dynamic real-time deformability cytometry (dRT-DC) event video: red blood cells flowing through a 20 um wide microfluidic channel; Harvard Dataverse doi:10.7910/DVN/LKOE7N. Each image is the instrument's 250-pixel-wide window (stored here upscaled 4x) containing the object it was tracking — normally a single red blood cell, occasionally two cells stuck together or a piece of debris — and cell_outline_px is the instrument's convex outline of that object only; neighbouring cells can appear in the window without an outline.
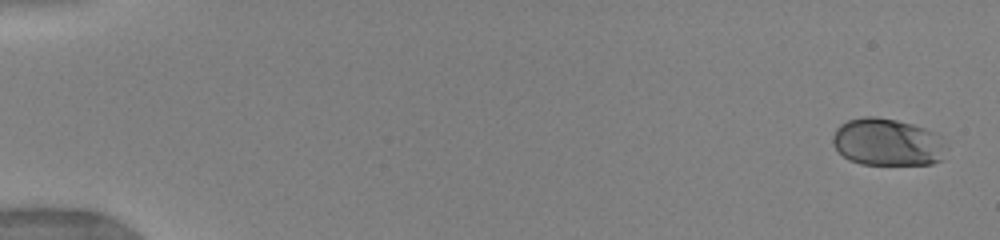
{"species": "human", "species_latin": "Homo sapiens", "temperature_condition": "warm", "stored_images_in_passage": 66, "camera_frame_rate_fps": 3000, "um_per_image_px": 0.085, "donor": {"sex": "female"}, "frame": {"image": 1, "passage_image": 1, "time_ms": 0.0, "image_size_px": [1000, 240], "cell_outline_px": [[948, 148], [940, 160], [932, 164], [860, 164], [848, 160], [832, 144], [832, 136], [836, 128], [840, 124], [848, 120], [864, 116], [876, 116], [896, 120], [912, 124], [936, 132], [940, 136]], "centroid_in_image_um": [75.43, 12.08], "position_along_channel_um": 9.6, "area_um2": 31.56}}
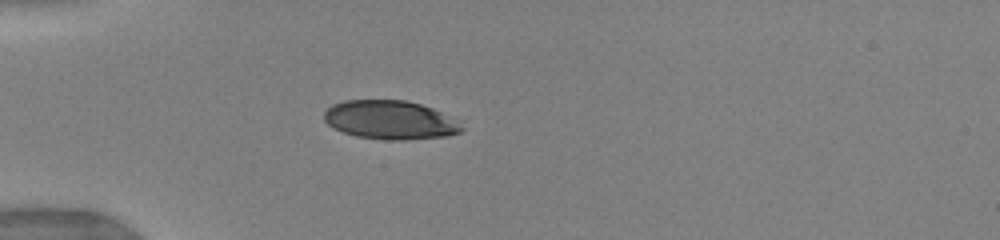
{"frame": {"image": 2, "passage_image": 21, "time_ms": 4.667, "image_size_px": [1000, 240], "cell_outline_px": [[464, 128], [460, 132], [448, 136], [404, 140], [388, 140], [356, 136], [344, 132], [328, 124], [324, 120], [324, 112], [332, 104], [344, 100], [404, 100], [420, 104], [432, 108], [440, 112]], "centroid_in_image_um": [33.12, 10.19], "position_along_channel_um": 51.9, "area_um2": 30.69}}
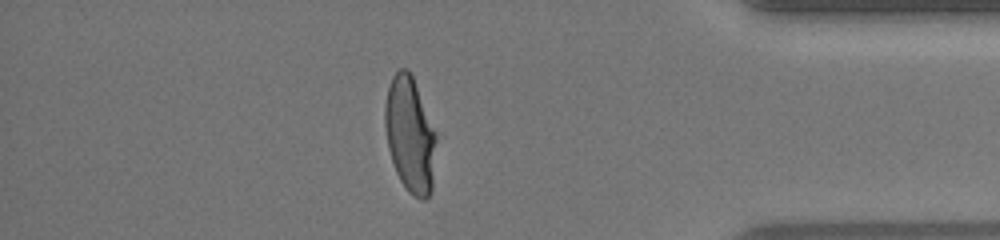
{"frame": {"image": 3, "passage_image": 58, "time_ms": 14.333, "image_size_px": [1000, 240], "cell_outline_px": [[436, 140], [432, 192], [424, 200], [420, 200], [412, 196], [408, 192], [400, 180], [396, 172], [388, 148], [384, 124], [384, 104], [388, 88], [392, 76], [400, 68], [408, 68], [412, 72], [436, 132]], "centroid_in_image_um": [34.85, 11.43], "position_along_channel_um": 400.4, "area_um2": 35.03}, "authors_computed_cell_mechanics": {"area_um2": 33.8997, "velocity_mm_per_s": 4.0442, "shape_relaxation_time_tau1_ms": 3.8023, "shape_relaxation_time_tau2_ms": null, "deformation_change_tau1": 0.1736, "deformation_change_tau2": null}}